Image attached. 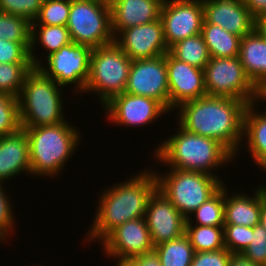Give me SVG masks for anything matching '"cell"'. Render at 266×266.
<instances>
[{
  "mask_svg": "<svg viewBox=\"0 0 266 266\" xmlns=\"http://www.w3.org/2000/svg\"><path fill=\"white\" fill-rule=\"evenodd\" d=\"M129 176L131 178L113 183L111 187L103 186L102 192H98L95 215L84 236V241L89 246L93 241L94 244L100 243L119 225L145 217L148 200L157 189L155 173L149 166Z\"/></svg>",
  "mask_w": 266,
  "mask_h": 266,
  "instance_id": "obj_1",
  "label": "cell"
},
{
  "mask_svg": "<svg viewBox=\"0 0 266 266\" xmlns=\"http://www.w3.org/2000/svg\"><path fill=\"white\" fill-rule=\"evenodd\" d=\"M245 101L225 96H203L176 108V121L186 131L219 141L234 156L243 139Z\"/></svg>",
  "mask_w": 266,
  "mask_h": 266,
  "instance_id": "obj_2",
  "label": "cell"
},
{
  "mask_svg": "<svg viewBox=\"0 0 266 266\" xmlns=\"http://www.w3.org/2000/svg\"><path fill=\"white\" fill-rule=\"evenodd\" d=\"M177 125V131L173 129L175 133L154 146L153 160L161 164L160 167L203 172L220 179L216 170L233 165L234 155L219 141L190 133Z\"/></svg>",
  "mask_w": 266,
  "mask_h": 266,
  "instance_id": "obj_3",
  "label": "cell"
},
{
  "mask_svg": "<svg viewBox=\"0 0 266 266\" xmlns=\"http://www.w3.org/2000/svg\"><path fill=\"white\" fill-rule=\"evenodd\" d=\"M68 120L57 125L21 127L29 142L32 178L37 176L50 179L63 175L66 163L71 160L82 141L80 128Z\"/></svg>",
  "mask_w": 266,
  "mask_h": 266,
  "instance_id": "obj_4",
  "label": "cell"
},
{
  "mask_svg": "<svg viewBox=\"0 0 266 266\" xmlns=\"http://www.w3.org/2000/svg\"><path fill=\"white\" fill-rule=\"evenodd\" d=\"M65 89L34 67L17 97L21 127L57 125L66 121Z\"/></svg>",
  "mask_w": 266,
  "mask_h": 266,
  "instance_id": "obj_5",
  "label": "cell"
},
{
  "mask_svg": "<svg viewBox=\"0 0 266 266\" xmlns=\"http://www.w3.org/2000/svg\"><path fill=\"white\" fill-rule=\"evenodd\" d=\"M152 169L157 179V189L186 220L225 184L224 179L203 172L172 168L163 172L154 167Z\"/></svg>",
  "mask_w": 266,
  "mask_h": 266,
  "instance_id": "obj_6",
  "label": "cell"
},
{
  "mask_svg": "<svg viewBox=\"0 0 266 266\" xmlns=\"http://www.w3.org/2000/svg\"><path fill=\"white\" fill-rule=\"evenodd\" d=\"M132 61L115 42L93 49L89 78L80 96L94 94L102 107L112 97L122 94L127 86Z\"/></svg>",
  "mask_w": 266,
  "mask_h": 266,
  "instance_id": "obj_7",
  "label": "cell"
},
{
  "mask_svg": "<svg viewBox=\"0 0 266 266\" xmlns=\"http://www.w3.org/2000/svg\"><path fill=\"white\" fill-rule=\"evenodd\" d=\"M66 27L79 45L95 49L114 42L108 0H71Z\"/></svg>",
  "mask_w": 266,
  "mask_h": 266,
  "instance_id": "obj_8",
  "label": "cell"
},
{
  "mask_svg": "<svg viewBox=\"0 0 266 266\" xmlns=\"http://www.w3.org/2000/svg\"><path fill=\"white\" fill-rule=\"evenodd\" d=\"M205 89L209 96H225L256 103L260 90L245 73L239 57H211L204 68Z\"/></svg>",
  "mask_w": 266,
  "mask_h": 266,
  "instance_id": "obj_9",
  "label": "cell"
},
{
  "mask_svg": "<svg viewBox=\"0 0 266 266\" xmlns=\"http://www.w3.org/2000/svg\"><path fill=\"white\" fill-rule=\"evenodd\" d=\"M92 50L91 47L71 42L47 56L36 68L64 88L71 85L74 89L71 93L80 97L89 78Z\"/></svg>",
  "mask_w": 266,
  "mask_h": 266,
  "instance_id": "obj_10",
  "label": "cell"
},
{
  "mask_svg": "<svg viewBox=\"0 0 266 266\" xmlns=\"http://www.w3.org/2000/svg\"><path fill=\"white\" fill-rule=\"evenodd\" d=\"M102 108L110 124L134 129L144 125L148 127L170 113L155 99L125 92L112 97Z\"/></svg>",
  "mask_w": 266,
  "mask_h": 266,
  "instance_id": "obj_11",
  "label": "cell"
},
{
  "mask_svg": "<svg viewBox=\"0 0 266 266\" xmlns=\"http://www.w3.org/2000/svg\"><path fill=\"white\" fill-rule=\"evenodd\" d=\"M124 92L155 99L169 111V86L165 55L133 60Z\"/></svg>",
  "mask_w": 266,
  "mask_h": 266,
  "instance_id": "obj_12",
  "label": "cell"
},
{
  "mask_svg": "<svg viewBox=\"0 0 266 266\" xmlns=\"http://www.w3.org/2000/svg\"><path fill=\"white\" fill-rule=\"evenodd\" d=\"M160 19L164 38L170 48L176 42L202 31L204 22L202 0H170L163 4Z\"/></svg>",
  "mask_w": 266,
  "mask_h": 266,
  "instance_id": "obj_13",
  "label": "cell"
},
{
  "mask_svg": "<svg viewBox=\"0 0 266 266\" xmlns=\"http://www.w3.org/2000/svg\"><path fill=\"white\" fill-rule=\"evenodd\" d=\"M107 259L131 260L154 250L145 217L130 220L112 230L100 243Z\"/></svg>",
  "mask_w": 266,
  "mask_h": 266,
  "instance_id": "obj_14",
  "label": "cell"
},
{
  "mask_svg": "<svg viewBox=\"0 0 266 266\" xmlns=\"http://www.w3.org/2000/svg\"><path fill=\"white\" fill-rule=\"evenodd\" d=\"M145 220L154 246L185 234L186 219L158 189L148 200Z\"/></svg>",
  "mask_w": 266,
  "mask_h": 266,
  "instance_id": "obj_15",
  "label": "cell"
},
{
  "mask_svg": "<svg viewBox=\"0 0 266 266\" xmlns=\"http://www.w3.org/2000/svg\"><path fill=\"white\" fill-rule=\"evenodd\" d=\"M169 86V112L182 103L207 95L204 70L165 54Z\"/></svg>",
  "mask_w": 266,
  "mask_h": 266,
  "instance_id": "obj_16",
  "label": "cell"
},
{
  "mask_svg": "<svg viewBox=\"0 0 266 266\" xmlns=\"http://www.w3.org/2000/svg\"><path fill=\"white\" fill-rule=\"evenodd\" d=\"M114 42L132 60L155 58L169 52L161 19L124 29Z\"/></svg>",
  "mask_w": 266,
  "mask_h": 266,
  "instance_id": "obj_17",
  "label": "cell"
},
{
  "mask_svg": "<svg viewBox=\"0 0 266 266\" xmlns=\"http://www.w3.org/2000/svg\"><path fill=\"white\" fill-rule=\"evenodd\" d=\"M204 22L222 27L241 38L254 30L255 19L243 0H202Z\"/></svg>",
  "mask_w": 266,
  "mask_h": 266,
  "instance_id": "obj_18",
  "label": "cell"
},
{
  "mask_svg": "<svg viewBox=\"0 0 266 266\" xmlns=\"http://www.w3.org/2000/svg\"><path fill=\"white\" fill-rule=\"evenodd\" d=\"M114 38L124 29L160 19L163 3L158 0H108Z\"/></svg>",
  "mask_w": 266,
  "mask_h": 266,
  "instance_id": "obj_19",
  "label": "cell"
},
{
  "mask_svg": "<svg viewBox=\"0 0 266 266\" xmlns=\"http://www.w3.org/2000/svg\"><path fill=\"white\" fill-rule=\"evenodd\" d=\"M21 173L31 176L29 142L22 128L0 137V183L12 182Z\"/></svg>",
  "mask_w": 266,
  "mask_h": 266,
  "instance_id": "obj_20",
  "label": "cell"
},
{
  "mask_svg": "<svg viewBox=\"0 0 266 266\" xmlns=\"http://www.w3.org/2000/svg\"><path fill=\"white\" fill-rule=\"evenodd\" d=\"M259 105L258 101L248 104L246 107L243 120V139L234 160H237L238 154L240 152L242 154L241 150L245 148L244 152H249L248 155L253 159L254 164L260 168V171L263 170L266 173V108L258 111V108L261 107Z\"/></svg>",
  "mask_w": 266,
  "mask_h": 266,
  "instance_id": "obj_21",
  "label": "cell"
},
{
  "mask_svg": "<svg viewBox=\"0 0 266 266\" xmlns=\"http://www.w3.org/2000/svg\"><path fill=\"white\" fill-rule=\"evenodd\" d=\"M225 185L224 224L254 227L260 223L262 209V184L249 195L246 191L232 193ZM233 194V195H232Z\"/></svg>",
  "mask_w": 266,
  "mask_h": 266,
  "instance_id": "obj_22",
  "label": "cell"
},
{
  "mask_svg": "<svg viewBox=\"0 0 266 266\" xmlns=\"http://www.w3.org/2000/svg\"><path fill=\"white\" fill-rule=\"evenodd\" d=\"M239 59L245 73L260 90L266 85V39L255 29L240 41Z\"/></svg>",
  "mask_w": 266,
  "mask_h": 266,
  "instance_id": "obj_23",
  "label": "cell"
},
{
  "mask_svg": "<svg viewBox=\"0 0 266 266\" xmlns=\"http://www.w3.org/2000/svg\"><path fill=\"white\" fill-rule=\"evenodd\" d=\"M72 42L70 32L66 26L31 24V45L29 56L33 67H37L47 56L57 52L61 47ZM42 47V52L39 56L36 54ZM36 50V51H35ZM44 53L46 55H44ZM42 55V56H41ZM43 57V58H42Z\"/></svg>",
  "mask_w": 266,
  "mask_h": 266,
  "instance_id": "obj_24",
  "label": "cell"
},
{
  "mask_svg": "<svg viewBox=\"0 0 266 266\" xmlns=\"http://www.w3.org/2000/svg\"><path fill=\"white\" fill-rule=\"evenodd\" d=\"M201 34L211 57H238L241 37L220 26L203 23Z\"/></svg>",
  "mask_w": 266,
  "mask_h": 266,
  "instance_id": "obj_25",
  "label": "cell"
},
{
  "mask_svg": "<svg viewBox=\"0 0 266 266\" xmlns=\"http://www.w3.org/2000/svg\"><path fill=\"white\" fill-rule=\"evenodd\" d=\"M169 53L177 60L203 70L211 58L201 33L176 42L169 48Z\"/></svg>",
  "mask_w": 266,
  "mask_h": 266,
  "instance_id": "obj_26",
  "label": "cell"
},
{
  "mask_svg": "<svg viewBox=\"0 0 266 266\" xmlns=\"http://www.w3.org/2000/svg\"><path fill=\"white\" fill-rule=\"evenodd\" d=\"M224 204L225 184L187 218L185 225L224 226Z\"/></svg>",
  "mask_w": 266,
  "mask_h": 266,
  "instance_id": "obj_27",
  "label": "cell"
},
{
  "mask_svg": "<svg viewBox=\"0 0 266 266\" xmlns=\"http://www.w3.org/2000/svg\"><path fill=\"white\" fill-rule=\"evenodd\" d=\"M162 266H190L195 254L189 238L184 234L178 239L154 246Z\"/></svg>",
  "mask_w": 266,
  "mask_h": 266,
  "instance_id": "obj_28",
  "label": "cell"
},
{
  "mask_svg": "<svg viewBox=\"0 0 266 266\" xmlns=\"http://www.w3.org/2000/svg\"><path fill=\"white\" fill-rule=\"evenodd\" d=\"M185 235L195 252L218 251L225 248L223 226L185 225Z\"/></svg>",
  "mask_w": 266,
  "mask_h": 266,
  "instance_id": "obj_29",
  "label": "cell"
},
{
  "mask_svg": "<svg viewBox=\"0 0 266 266\" xmlns=\"http://www.w3.org/2000/svg\"><path fill=\"white\" fill-rule=\"evenodd\" d=\"M32 63H0V93L18 97Z\"/></svg>",
  "mask_w": 266,
  "mask_h": 266,
  "instance_id": "obj_30",
  "label": "cell"
},
{
  "mask_svg": "<svg viewBox=\"0 0 266 266\" xmlns=\"http://www.w3.org/2000/svg\"><path fill=\"white\" fill-rule=\"evenodd\" d=\"M31 21L23 16L0 11V39L31 42Z\"/></svg>",
  "mask_w": 266,
  "mask_h": 266,
  "instance_id": "obj_31",
  "label": "cell"
},
{
  "mask_svg": "<svg viewBox=\"0 0 266 266\" xmlns=\"http://www.w3.org/2000/svg\"><path fill=\"white\" fill-rule=\"evenodd\" d=\"M71 0H44L38 16L31 24L66 26Z\"/></svg>",
  "mask_w": 266,
  "mask_h": 266,
  "instance_id": "obj_32",
  "label": "cell"
},
{
  "mask_svg": "<svg viewBox=\"0 0 266 266\" xmlns=\"http://www.w3.org/2000/svg\"><path fill=\"white\" fill-rule=\"evenodd\" d=\"M21 129L18 99L0 93V137L13 134Z\"/></svg>",
  "mask_w": 266,
  "mask_h": 266,
  "instance_id": "obj_33",
  "label": "cell"
},
{
  "mask_svg": "<svg viewBox=\"0 0 266 266\" xmlns=\"http://www.w3.org/2000/svg\"><path fill=\"white\" fill-rule=\"evenodd\" d=\"M6 187L5 184L0 183V243L2 244L4 242L8 244L7 242L11 241L12 237L14 238L12 234H15L14 231L17 230V226H15L17 225V222H15L17 214H14L13 201H11L9 193L6 192Z\"/></svg>",
  "mask_w": 266,
  "mask_h": 266,
  "instance_id": "obj_34",
  "label": "cell"
},
{
  "mask_svg": "<svg viewBox=\"0 0 266 266\" xmlns=\"http://www.w3.org/2000/svg\"><path fill=\"white\" fill-rule=\"evenodd\" d=\"M224 244L231 253H242L251 243L253 227L224 224Z\"/></svg>",
  "mask_w": 266,
  "mask_h": 266,
  "instance_id": "obj_35",
  "label": "cell"
},
{
  "mask_svg": "<svg viewBox=\"0 0 266 266\" xmlns=\"http://www.w3.org/2000/svg\"><path fill=\"white\" fill-rule=\"evenodd\" d=\"M241 254L254 264L266 266V230L260 223L253 227L251 243Z\"/></svg>",
  "mask_w": 266,
  "mask_h": 266,
  "instance_id": "obj_36",
  "label": "cell"
},
{
  "mask_svg": "<svg viewBox=\"0 0 266 266\" xmlns=\"http://www.w3.org/2000/svg\"><path fill=\"white\" fill-rule=\"evenodd\" d=\"M44 0H0V11L19 15L31 22L38 16Z\"/></svg>",
  "mask_w": 266,
  "mask_h": 266,
  "instance_id": "obj_37",
  "label": "cell"
},
{
  "mask_svg": "<svg viewBox=\"0 0 266 266\" xmlns=\"http://www.w3.org/2000/svg\"><path fill=\"white\" fill-rule=\"evenodd\" d=\"M31 42H14L0 39V63H31Z\"/></svg>",
  "mask_w": 266,
  "mask_h": 266,
  "instance_id": "obj_38",
  "label": "cell"
},
{
  "mask_svg": "<svg viewBox=\"0 0 266 266\" xmlns=\"http://www.w3.org/2000/svg\"><path fill=\"white\" fill-rule=\"evenodd\" d=\"M231 254L226 248L218 251L195 252L190 266H228Z\"/></svg>",
  "mask_w": 266,
  "mask_h": 266,
  "instance_id": "obj_39",
  "label": "cell"
},
{
  "mask_svg": "<svg viewBox=\"0 0 266 266\" xmlns=\"http://www.w3.org/2000/svg\"><path fill=\"white\" fill-rule=\"evenodd\" d=\"M135 266H162L155 250L144 253L130 260Z\"/></svg>",
  "mask_w": 266,
  "mask_h": 266,
  "instance_id": "obj_40",
  "label": "cell"
},
{
  "mask_svg": "<svg viewBox=\"0 0 266 266\" xmlns=\"http://www.w3.org/2000/svg\"><path fill=\"white\" fill-rule=\"evenodd\" d=\"M243 2L254 19L266 14V0H243Z\"/></svg>",
  "mask_w": 266,
  "mask_h": 266,
  "instance_id": "obj_41",
  "label": "cell"
},
{
  "mask_svg": "<svg viewBox=\"0 0 266 266\" xmlns=\"http://www.w3.org/2000/svg\"><path fill=\"white\" fill-rule=\"evenodd\" d=\"M228 266H259L250 259L244 257L241 253H232Z\"/></svg>",
  "mask_w": 266,
  "mask_h": 266,
  "instance_id": "obj_42",
  "label": "cell"
},
{
  "mask_svg": "<svg viewBox=\"0 0 266 266\" xmlns=\"http://www.w3.org/2000/svg\"><path fill=\"white\" fill-rule=\"evenodd\" d=\"M254 29L266 39V14H261L255 19Z\"/></svg>",
  "mask_w": 266,
  "mask_h": 266,
  "instance_id": "obj_43",
  "label": "cell"
},
{
  "mask_svg": "<svg viewBox=\"0 0 266 266\" xmlns=\"http://www.w3.org/2000/svg\"><path fill=\"white\" fill-rule=\"evenodd\" d=\"M260 224L266 230V185L263 182H262V209H261Z\"/></svg>",
  "mask_w": 266,
  "mask_h": 266,
  "instance_id": "obj_44",
  "label": "cell"
},
{
  "mask_svg": "<svg viewBox=\"0 0 266 266\" xmlns=\"http://www.w3.org/2000/svg\"><path fill=\"white\" fill-rule=\"evenodd\" d=\"M115 266H135L130 260L116 259Z\"/></svg>",
  "mask_w": 266,
  "mask_h": 266,
  "instance_id": "obj_45",
  "label": "cell"
},
{
  "mask_svg": "<svg viewBox=\"0 0 266 266\" xmlns=\"http://www.w3.org/2000/svg\"><path fill=\"white\" fill-rule=\"evenodd\" d=\"M259 102L261 104V106L263 105V103H266V85L260 89V98H259Z\"/></svg>",
  "mask_w": 266,
  "mask_h": 266,
  "instance_id": "obj_46",
  "label": "cell"
},
{
  "mask_svg": "<svg viewBox=\"0 0 266 266\" xmlns=\"http://www.w3.org/2000/svg\"><path fill=\"white\" fill-rule=\"evenodd\" d=\"M158 1H160V2L163 3V4H165V3H167V2L170 1V0H158Z\"/></svg>",
  "mask_w": 266,
  "mask_h": 266,
  "instance_id": "obj_47",
  "label": "cell"
},
{
  "mask_svg": "<svg viewBox=\"0 0 266 266\" xmlns=\"http://www.w3.org/2000/svg\"><path fill=\"white\" fill-rule=\"evenodd\" d=\"M30 266H31V265H30ZM33 266H44V265H38V264L35 263V265L33 264Z\"/></svg>",
  "mask_w": 266,
  "mask_h": 266,
  "instance_id": "obj_48",
  "label": "cell"
}]
</instances>
